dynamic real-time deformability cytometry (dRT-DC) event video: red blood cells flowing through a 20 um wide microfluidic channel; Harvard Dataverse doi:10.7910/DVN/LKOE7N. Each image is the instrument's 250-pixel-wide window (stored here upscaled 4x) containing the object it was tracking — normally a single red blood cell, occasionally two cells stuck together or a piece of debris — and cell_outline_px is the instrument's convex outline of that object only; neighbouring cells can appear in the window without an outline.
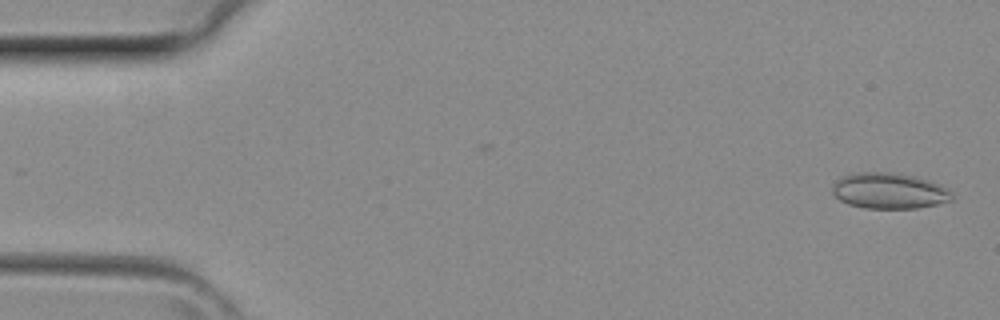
{"species": "common noctule bat (a hibernating species)", "species_latin": "Nyctalus noctula", "temperature_condition": "room temperature", "stored_images_in_passage": 4, "camera_frame_rate_fps": 3000, "um_per_image_px": 0.085, "animal": {"sex": "female", "body_mass_g": 29.2, "forearm_length_mm": 56.3}, "frame": {"image": 1, "passage_image": 1, "time_ms": 0.0, "image_size_px": [1000, 320], "cell_outline_px": [[952, 200], [936, 204], [916, 208], [864, 208], [848, 204], [840, 200], [832, 192], [832, 184], [840, 176], [856, 172], [896, 172], [928, 180], [940, 184], [948, 188], [952, 192]], "centroid_in_image_um": [75.56, 16.21], "position_along_channel_um": 9.4, "area_um2": 25.14}}